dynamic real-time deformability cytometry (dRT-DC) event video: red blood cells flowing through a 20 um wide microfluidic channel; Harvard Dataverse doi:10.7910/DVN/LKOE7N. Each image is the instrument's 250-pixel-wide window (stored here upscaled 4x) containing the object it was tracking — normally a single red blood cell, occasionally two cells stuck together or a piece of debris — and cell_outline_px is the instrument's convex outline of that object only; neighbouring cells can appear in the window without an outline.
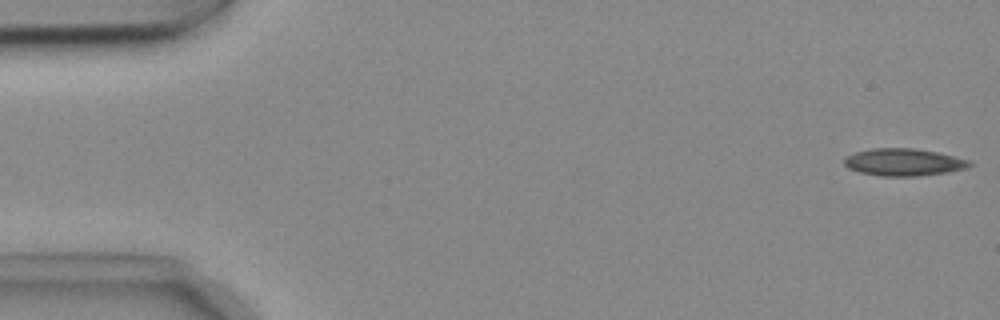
{"species": "common noctule bat (a hibernating species)", "species_latin": "Nyctalus noctula", "temperature_condition": "cold", "stored_images_in_passage": 53, "camera_frame_rate_fps": 3000, "um_per_image_px": 0.085, "animal": {"sex": "female", "body_mass_g": 18.4}, "frame": {"image": 1, "passage_image": 1, "time_ms": 0.0, "image_size_px": [1000, 320], "cell_outline_px": [[972, 164], [968, 168], [948, 172], [920, 176], [880, 176], [860, 172], [848, 168], [844, 164], [844, 156], [856, 152], [872, 148], [912, 148], [936, 152], [972, 160]], "centroid_in_image_um": [76.82, 13.79], "position_along_channel_um": 8.2, "area_um2": 20.06}}
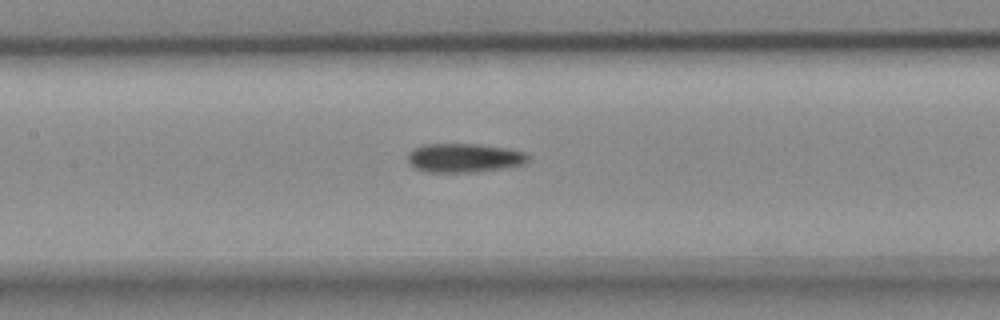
{"frame": {"image": 2, "passage_image": 24, "time_ms": 7.667, "image_size_px": [1000, 320], "cell_outline_px": [[532, 156], [528, 164], [472, 172], [424, 172], [416, 168], [408, 160], [408, 156], [416, 148], [424, 144], [480, 144], [504, 148], [524, 152]], "centroid_in_image_um": [39.53, 13.42], "position_along_channel_um": 167.9, "area_um2": 20.17}}
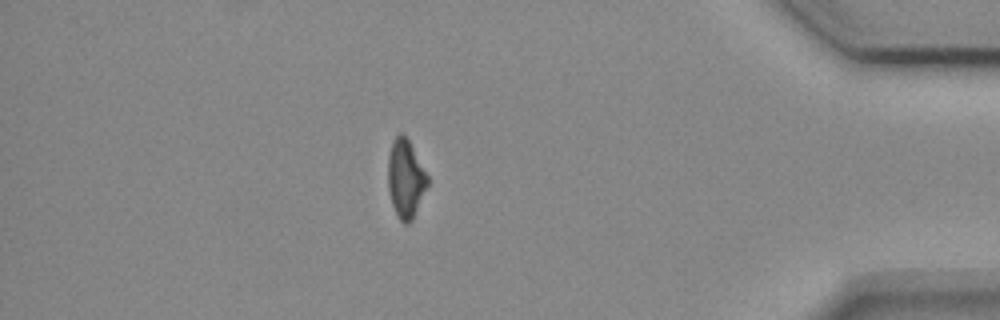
{"frame": {"image": 3, "passage_image": 46, "time_ms": 15.0, "image_size_px": [1000, 320], "cell_outline_px": [[428, 184], [412, 220], [408, 224], [404, 224], [400, 220], [392, 204], [388, 188], [388, 156], [392, 140], [400, 132], [404, 132], [428, 176]], "centroid_in_image_um": [34.46, 15.16], "position_along_channel_um": 400.7, "area_um2": 17.92}, "authors_computed_cell_mechanics": {"area_um2": 19.5364, "velocity_mm_per_s": 3.7374, "shape_relaxation_time_tau1_ms": 9.9876, "shape_relaxation_time_tau2_ms": null, "deformation_change_tau1": 0.1873, "deformation_change_tau2": null}}